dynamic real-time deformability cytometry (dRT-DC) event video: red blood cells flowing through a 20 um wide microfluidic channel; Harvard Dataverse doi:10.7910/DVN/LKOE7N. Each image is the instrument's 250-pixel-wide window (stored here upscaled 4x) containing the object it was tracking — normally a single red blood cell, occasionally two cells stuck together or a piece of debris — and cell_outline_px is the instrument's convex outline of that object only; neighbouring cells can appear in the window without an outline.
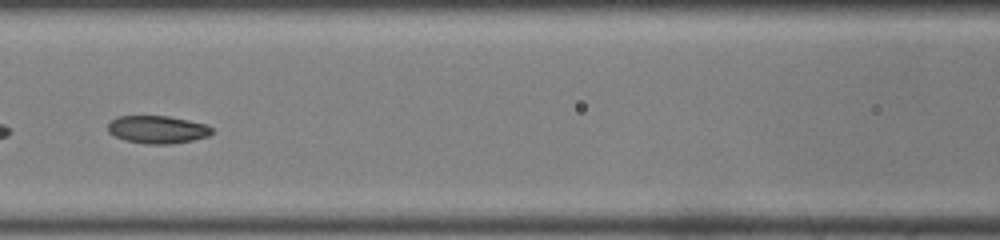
{"species": "common noctule bat (a hibernating species)", "species_latin": "Nyctalus noctula", "temperature_condition": "room temperature", "stored_images_in_passage": 46, "camera_frame_rate_fps": 3000, "um_per_image_px": 0.085, "animal": {"sex": "male", "body_mass_g": 19.0, "forearm_length_mm": 50.8}, "frame": {"image": 1, "passage_image": 20, "time_ms": 6.333, "image_size_px": [1000, 240], "cell_outline_px": [[212, 132], [208, 136], [192, 140], [172, 144], [144, 144], [124, 140], [108, 132], [108, 124], [116, 116], [168, 116], [208, 124], [212, 128]], "centroid_in_image_um": [13.38, 11.01], "position_along_channel_um": 153.2, "area_um2": 16.88}, "authors_computed_cell_mechanics": {"area_um2": 17.34, "velocity_mm_per_s": 4.0982, "shape_relaxation_time_tau1_ms": 6.5188, "shape_relaxation_time_tau2_ms": 2.6014, "deformation_change_tau1": 0.1259, "deformation_change_tau2": 0.0595}}